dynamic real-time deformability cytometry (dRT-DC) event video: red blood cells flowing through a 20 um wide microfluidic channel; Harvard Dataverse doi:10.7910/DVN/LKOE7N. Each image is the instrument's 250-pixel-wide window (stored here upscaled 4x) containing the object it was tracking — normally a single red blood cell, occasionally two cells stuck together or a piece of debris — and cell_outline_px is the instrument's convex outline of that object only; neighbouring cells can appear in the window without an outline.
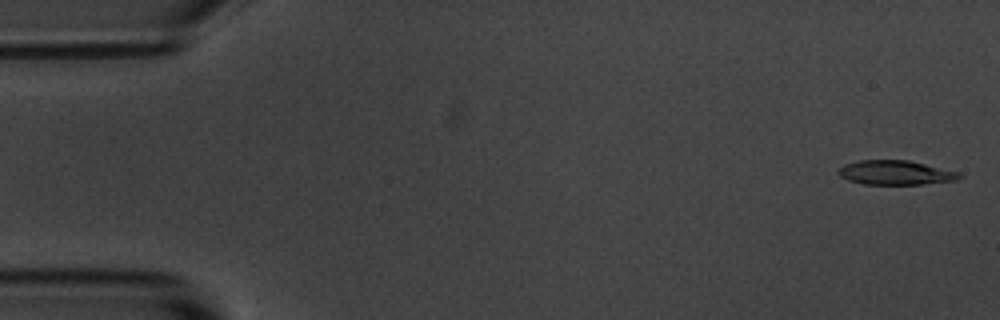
{"species": "common noctule bat (a hibernating species)", "species_latin": "Nyctalus noctula", "temperature_condition": "room temperature", "stored_images_in_passage": 9, "camera_frame_rate_fps": 3000, "um_per_image_px": 0.085, "animal": {"sex": "male", "body_mass_g": 20.1, "forearm_length_mm": 53.5}, "frame": {"image": 1, "passage_image": 1, "time_ms": 0.0, "image_size_px": [1000, 320], "cell_outline_px": [[964, 176], [956, 180], [920, 184], [864, 184], [848, 180], [840, 176], [836, 172], [844, 164], [860, 160], [908, 160], [960, 172]], "centroid_in_image_um": [76.12, 14.67], "position_along_channel_um": 8.9, "area_um2": 17.11}}
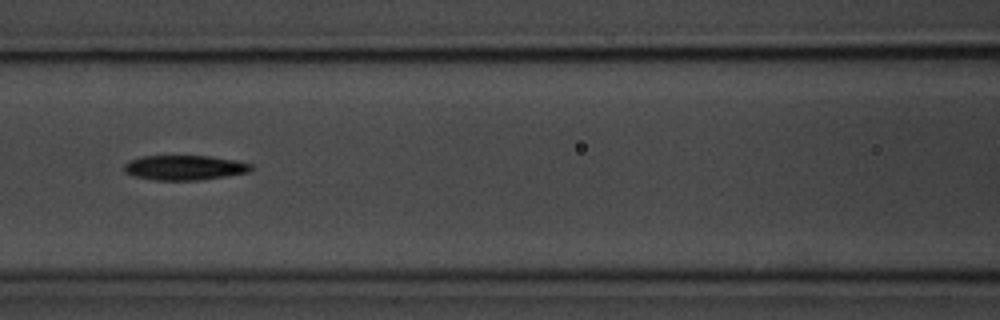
{"frame": {"image": 2, "passage_image": 7, "time_ms": 7.333, "image_size_px": [1000, 320], "cell_outline_px": [[252, 168], [248, 172], [224, 176], [196, 180], [156, 180], [136, 176], [124, 172], [124, 164], [128, 160], [140, 156], [208, 156], [236, 160], [252, 164]], "centroid_in_image_um": [15.65, 14.24], "position_along_channel_um": 151.0, "area_um2": 18.21}}
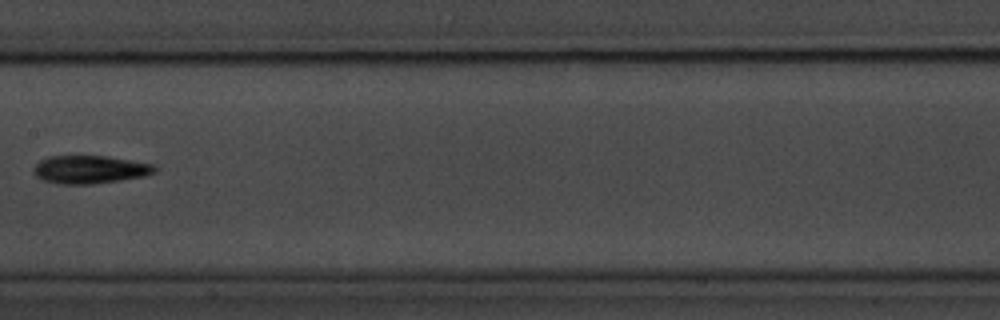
{"frame": {"image": 3, "passage_image": 8, "time_ms": 8.667, "image_size_px": [1000, 320], "cell_outline_px": [[160, 168], [156, 172], [144, 176], [120, 180], [92, 184], [60, 184], [44, 180], [36, 176], [32, 172], [32, 168], [40, 160], [48, 156], [108, 156], [156, 164]], "centroid_in_image_um": [7.68, 14.4], "position_along_channel_um": 199.7, "area_um2": 20.06}}